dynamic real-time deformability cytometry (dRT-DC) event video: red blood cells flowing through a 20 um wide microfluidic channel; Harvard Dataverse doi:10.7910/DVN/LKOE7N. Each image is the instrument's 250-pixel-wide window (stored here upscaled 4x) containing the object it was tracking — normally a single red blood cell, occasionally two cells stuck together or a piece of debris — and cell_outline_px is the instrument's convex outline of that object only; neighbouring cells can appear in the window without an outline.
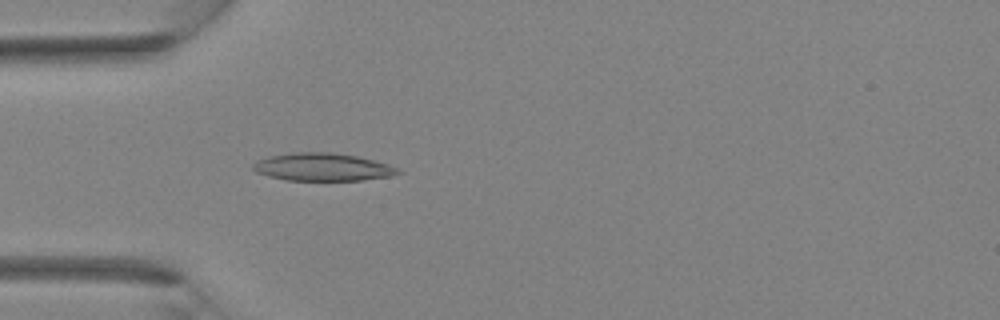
{"species": "Egyptian fruit bat (a non-hibernating species)", "species_latin": "Rousettus aegyptiacus", "temperature_condition": "room temperature", "stored_images_in_passage": 28, "camera_frame_rate_fps": 3000, "um_per_image_px": 0.085, "animal": {"sex": "female"}, "frame": {"image": 1, "passage_image": 3, "time_ms": 0.667, "image_size_px": [1000, 320], "cell_outline_px": [[404, 172], [392, 176], [360, 180], [284, 180], [268, 176], [256, 172], [252, 168], [252, 164], [256, 160], [268, 156], [292, 152], [332, 152], [356, 156], [388, 164]], "centroid_in_image_um": [27.38, 14.19], "position_along_channel_um": 57.6, "area_um2": 23.52}}
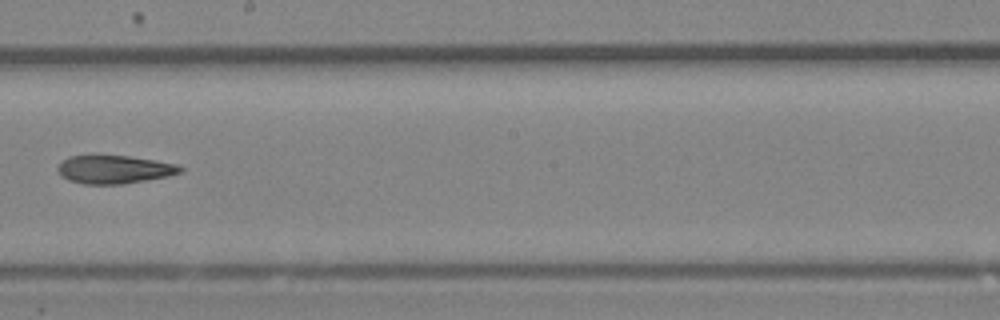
{"frame": {"image": 2, "passage_image": 13, "time_ms": 4.0, "image_size_px": [1000, 320], "cell_outline_px": [[184, 168], [180, 172], [168, 176], [120, 184], [84, 184], [68, 180], [60, 176], [56, 168], [68, 156], [88, 152], [96, 152], [128, 156], [156, 160], [176, 164]], "centroid_in_image_um": [9.62, 14.34], "position_along_channel_um": 238.6, "area_um2": 20.92}}
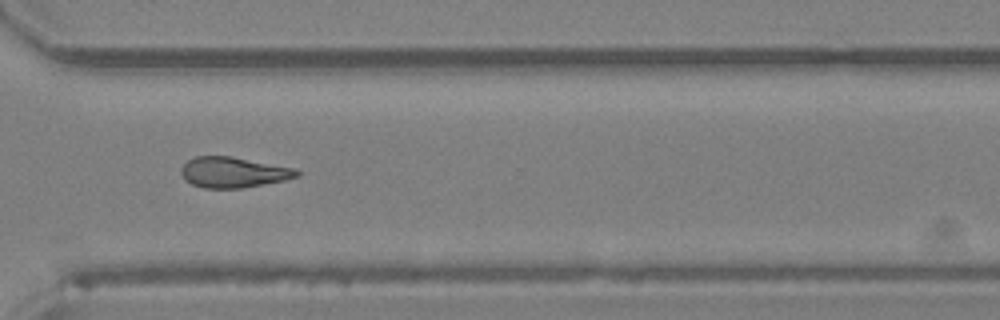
{"frame": {"image": 3, "passage_image": 19, "time_ms": 6.0, "image_size_px": [1000, 320], "cell_outline_px": [[300, 176], [284, 180], [240, 188], [204, 188], [192, 184], [184, 180], [180, 172], [180, 168], [188, 160], [196, 156], [232, 156], [296, 168], [300, 172]], "centroid_in_image_um": [19.83, 14.64], "position_along_channel_um": 350.8, "area_um2": 20.69}}